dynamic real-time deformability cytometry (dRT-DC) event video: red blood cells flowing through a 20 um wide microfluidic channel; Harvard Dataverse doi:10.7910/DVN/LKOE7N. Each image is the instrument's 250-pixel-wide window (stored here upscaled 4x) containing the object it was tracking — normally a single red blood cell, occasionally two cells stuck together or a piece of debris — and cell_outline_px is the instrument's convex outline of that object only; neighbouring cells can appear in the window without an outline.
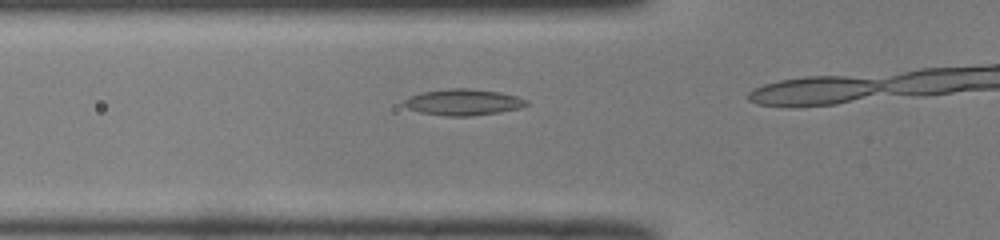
{"species": "common noctule bat (a hibernating species)", "species_latin": "Nyctalus noctula", "temperature_condition": "room temperature", "stored_images_in_passage": 14, "camera_frame_rate_fps": 3000, "um_per_image_px": 0.085, "animal": {"sex": "male", "body_mass_g": 19.0, "forearm_length_mm": 50.8}, "frame": {"image": 1, "passage_image": 12, "time_ms": 3.667, "image_size_px": [1000, 240], "cell_outline_px": [[528, 104], [520, 108], [500, 112], [472, 116], [444, 116], [420, 112], [408, 108], [404, 104], [404, 100], [408, 96], [424, 92], [448, 88], [472, 88], [500, 92], [516, 96], [528, 100]], "centroid_in_image_um": [39.39, 8.68], "position_along_channel_um": 86.4, "area_um2": 18.79}}